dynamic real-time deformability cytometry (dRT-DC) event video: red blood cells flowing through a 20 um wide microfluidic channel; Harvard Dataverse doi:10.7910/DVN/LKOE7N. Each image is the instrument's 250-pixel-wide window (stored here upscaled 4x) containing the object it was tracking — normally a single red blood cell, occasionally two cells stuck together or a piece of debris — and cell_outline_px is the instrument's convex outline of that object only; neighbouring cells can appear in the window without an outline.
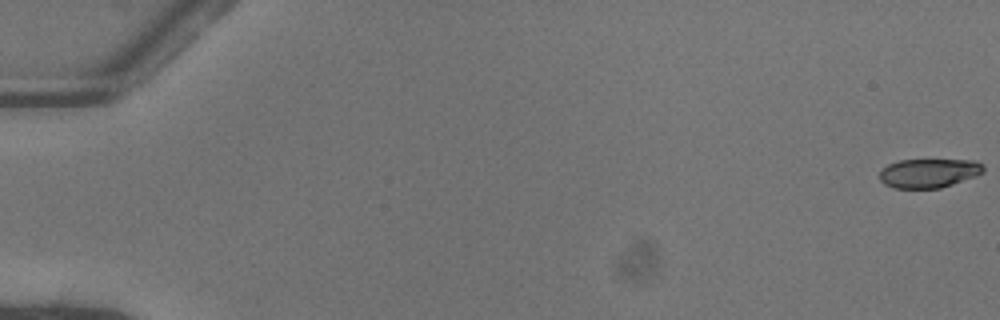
{"species": "common noctule bat (a hibernating species)", "species_latin": "Nyctalus noctula", "temperature_condition": "warm", "stored_images_in_passage": 53, "camera_frame_rate_fps": 3000, "um_per_image_px": 0.085, "animal": {"sex": "female"}, "frame": {"image": 1, "passage_image": 1, "time_ms": 0.0, "image_size_px": [1000, 320], "cell_outline_px": [[984, 172], [976, 176], [940, 188], [892, 188], [884, 184], [880, 180], [880, 168], [888, 164], [900, 160], [976, 160], [984, 164]], "centroid_in_image_um": [78.95, 14.71], "position_along_channel_um": 6.1, "area_um2": 17.74}}
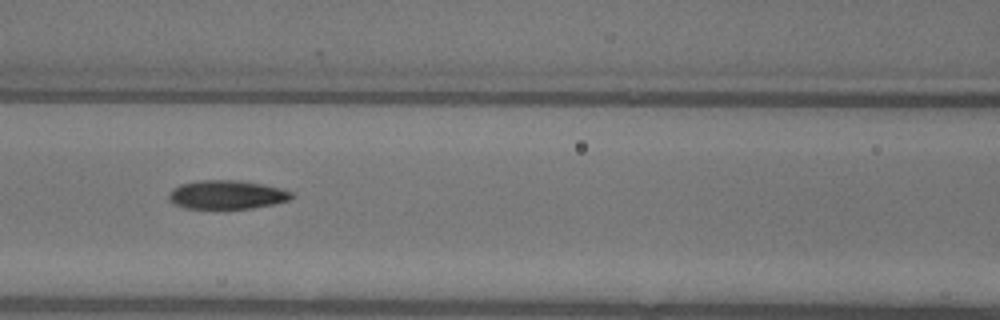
{"frame": {"image": 2, "passage_image": 25, "time_ms": 8.0, "image_size_px": [1000, 320], "cell_outline_px": [[296, 196], [288, 200], [272, 204], [252, 208], [224, 212], [184, 208], [172, 204], [168, 200], [168, 192], [172, 188], [180, 184], [200, 180], [240, 180], [284, 188], [292, 192]], "centroid_in_image_um": [19.24, 16.6], "position_along_channel_um": 147.4, "area_um2": 21.79}}
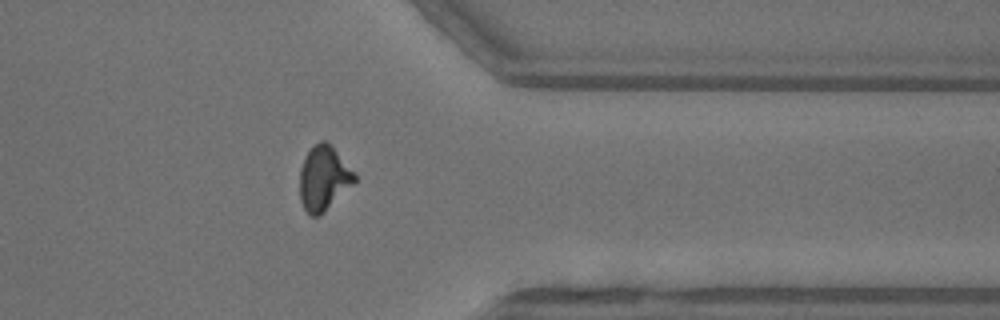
{"frame": {"image": 3, "passage_image": 43, "time_ms": 14.0, "image_size_px": [1000, 320], "cell_outline_px": [[356, 180], [320, 216], [308, 216], [300, 200], [300, 168], [308, 152], [320, 140], [324, 140], [356, 172]], "centroid_in_image_um": [27.5, 15.19], "position_along_channel_um": 383.9, "area_um2": 20.23}}